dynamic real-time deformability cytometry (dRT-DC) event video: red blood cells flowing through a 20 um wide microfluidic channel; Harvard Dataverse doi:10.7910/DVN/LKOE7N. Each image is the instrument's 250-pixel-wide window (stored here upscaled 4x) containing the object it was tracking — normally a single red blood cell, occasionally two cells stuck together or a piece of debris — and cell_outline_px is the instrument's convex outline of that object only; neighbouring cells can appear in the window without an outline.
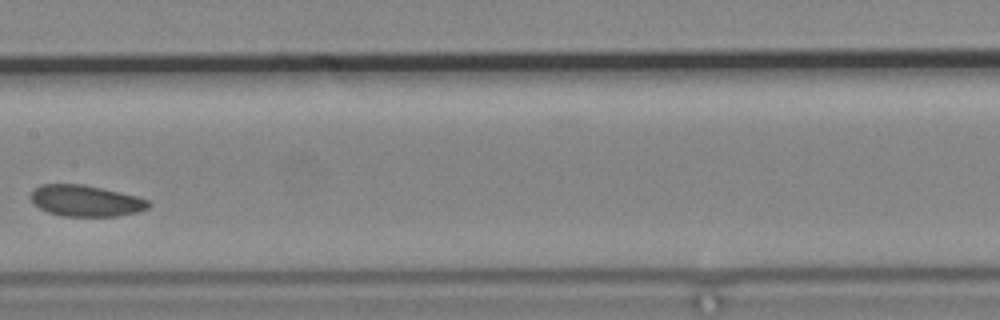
{"species": "common noctule bat (a hibernating species)", "species_latin": "Nyctalus noctula", "temperature_condition": "cold", "stored_images_in_passage": 8, "camera_frame_rate_fps": 3000, "um_per_image_px": 0.085, "animal": {"sex": "male", "body_mass_g": 19.2, "forearm_length_mm": 51.8}, "frame": {"image": 1, "passage_image": 7, "time_ms": 10.333, "image_size_px": [1000, 320], "cell_outline_px": [[152, 204], [148, 208], [136, 212], [120, 216], [60, 216], [48, 212], [40, 208], [32, 200], [32, 192], [40, 184], [84, 184], [120, 192], [136, 196], [148, 200]], "centroid_in_image_um": [7.32, 17.07], "position_along_channel_um": 200.1, "area_um2": 21.33}}
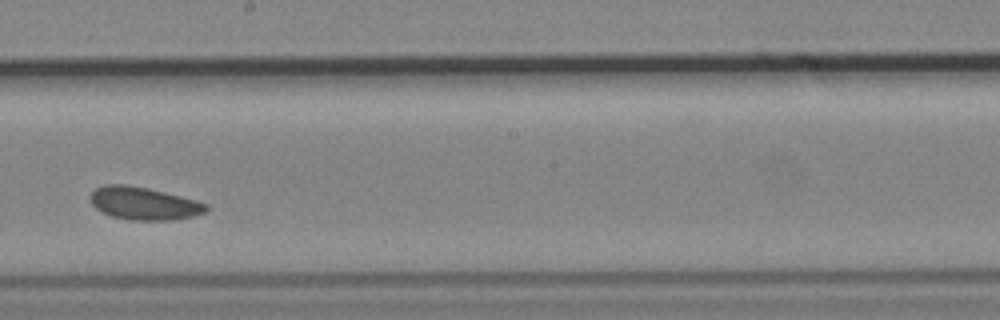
{"frame": {"image": 2, "passage_image": 8, "time_ms": 11.333, "image_size_px": [1000, 320], "cell_outline_px": [[208, 208], [204, 212], [192, 216], [172, 220], [132, 220], [112, 216], [96, 208], [92, 204], [88, 196], [96, 188], [104, 184], [128, 184], [148, 188], [196, 200], [208, 204]], "centroid_in_image_um": [12.2, 17.28], "position_along_channel_um": 236.0, "area_um2": 22.02}}